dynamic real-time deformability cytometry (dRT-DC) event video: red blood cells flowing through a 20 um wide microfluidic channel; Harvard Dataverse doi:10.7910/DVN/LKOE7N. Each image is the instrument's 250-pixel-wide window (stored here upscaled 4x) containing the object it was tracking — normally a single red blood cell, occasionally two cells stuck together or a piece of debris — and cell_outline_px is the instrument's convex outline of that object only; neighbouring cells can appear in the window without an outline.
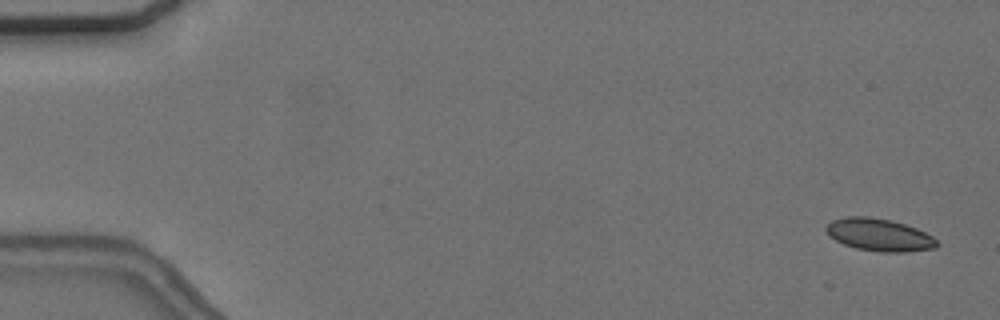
{"species": "common noctule bat (a hibernating species)", "species_latin": "Nyctalus noctula", "temperature_condition": "cold", "stored_images_in_passage": 10, "camera_frame_rate_fps": 3000, "um_per_image_px": 0.085, "animal": {"sex": "female", "body_mass_g": 24.6, "forearm_length_mm": 56.2}, "frame": {"image": 1, "passage_image": 3, "time_ms": 0.667, "image_size_px": [1000, 320], "cell_outline_px": [[940, 244], [936, 248], [904, 252], [880, 252], [856, 248], [844, 244], [828, 236], [824, 228], [832, 220], [848, 216], [868, 216], [888, 220], [904, 224], [916, 228], [932, 236]], "centroid_in_image_um": [74.72, 19.96], "position_along_channel_um": 10.3, "area_um2": 20.92}}